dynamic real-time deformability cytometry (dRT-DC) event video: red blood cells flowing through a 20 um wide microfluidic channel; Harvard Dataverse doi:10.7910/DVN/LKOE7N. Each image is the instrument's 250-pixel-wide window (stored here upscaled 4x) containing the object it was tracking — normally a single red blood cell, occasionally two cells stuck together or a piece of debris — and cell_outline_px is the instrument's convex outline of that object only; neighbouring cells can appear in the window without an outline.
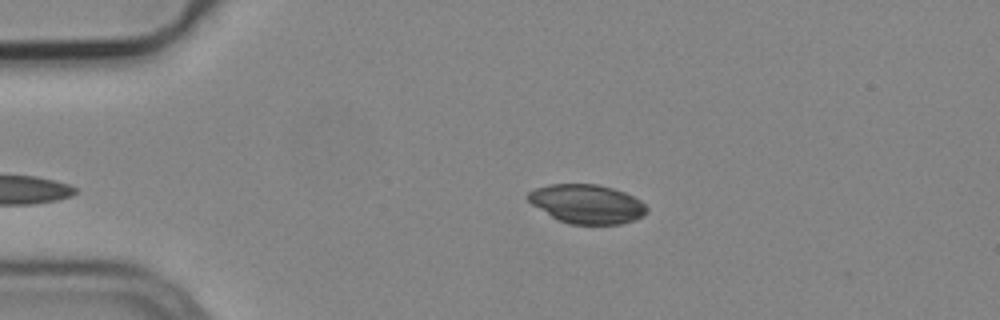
{"species": "common noctule bat (a hibernating species)", "species_latin": "Nyctalus noctula", "temperature_condition": "cold", "stored_images_in_passage": 34, "camera_frame_rate_fps": 3000, "um_per_image_px": 0.085, "animal": {"sex": "male", "body_mass_g": 19.2, "forearm_length_mm": 51.8}, "frame": {"image": 1, "passage_image": 2, "time_ms": 0.333, "image_size_px": [1000, 320], "cell_outline_px": [[648, 212], [644, 216], [636, 220], [620, 224], [568, 224], [556, 220], [532, 204], [524, 196], [528, 192], [536, 188], [548, 184], [596, 184], [612, 188], [624, 192], [640, 200], [648, 208]], "centroid_in_image_um": [49.88, 17.34], "position_along_channel_um": 35.1, "area_um2": 27.22}}
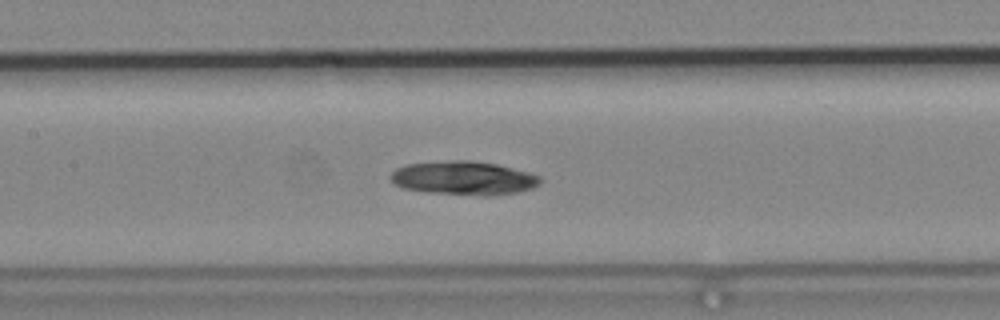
{"frame": {"image": 2, "passage_image": 16, "time_ms": 5.0, "image_size_px": [1000, 320], "cell_outline_px": [[544, 180], [540, 184], [532, 188], [516, 192], [488, 196], [484, 196], [428, 192], [404, 188], [396, 184], [388, 176], [396, 168], [408, 164], [452, 160], [468, 160], [496, 164], [528, 172], [540, 176]], "centroid_in_image_um": [39.43, 15.14], "position_along_channel_um": 168.0, "area_um2": 29.3}}
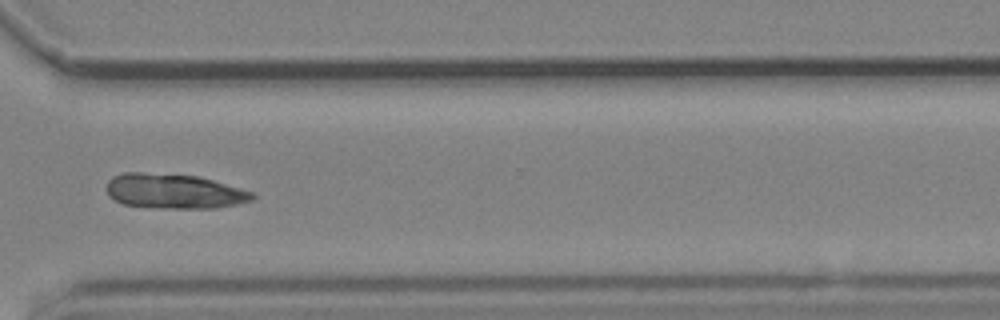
{"frame": {"image": 3, "passage_image": 31, "time_ms": 10.0, "image_size_px": [1000, 320], "cell_outline_px": [[256, 196], [252, 200], [236, 204], [212, 208], [156, 208], [124, 204], [108, 196], [104, 188], [108, 180], [112, 176], [124, 172], [140, 172], [200, 176], [256, 192]], "centroid_in_image_um": [14.78, 16.24], "position_along_channel_um": 355.8, "area_um2": 29.94}}